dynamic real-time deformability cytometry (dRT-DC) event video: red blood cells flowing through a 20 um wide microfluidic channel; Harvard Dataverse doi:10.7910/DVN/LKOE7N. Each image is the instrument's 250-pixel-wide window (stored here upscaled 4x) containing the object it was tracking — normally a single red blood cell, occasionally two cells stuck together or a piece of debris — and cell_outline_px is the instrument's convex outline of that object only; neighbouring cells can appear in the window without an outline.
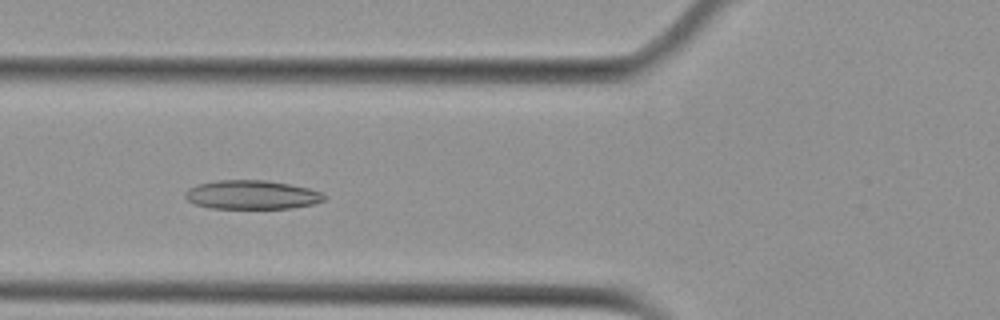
{"species": "Egyptian fruit bat (a non-hibernating species)", "species_latin": "Rousettus aegyptiacus", "temperature_condition": "cold", "stored_images_in_passage": 54, "camera_frame_rate_fps": 3000, "um_per_image_px": 0.085, "animal": {"sex": "female"}, "frame": {"image": 1, "passage_image": 20, "time_ms": 6.333, "image_size_px": [1000, 320], "cell_outline_px": [[328, 196], [324, 200], [312, 204], [292, 208], [212, 208], [196, 204], [188, 200], [184, 196], [184, 192], [188, 188], [196, 184], [216, 180], [264, 180], [288, 184], [308, 188], [320, 192]], "centroid_in_image_um": [21.38, 16.55], "position_along_channel_um": 104.4, "area_um2": 23.35}}
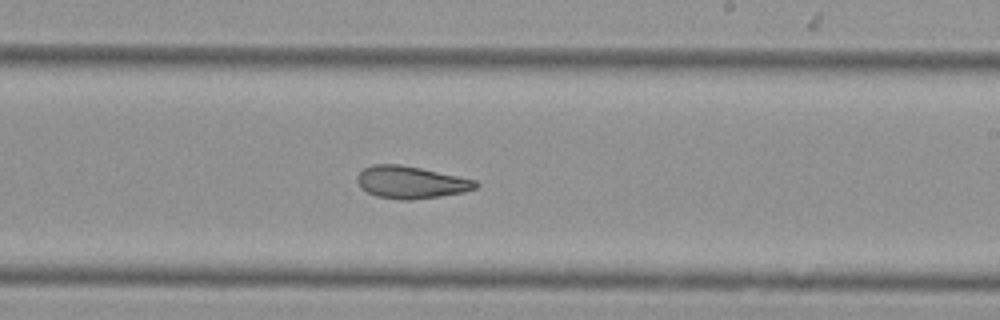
{"frame": {"image": 2, "passage_image": 32, "time_ms": 10.333, "image_size_px": [1000, 320], "cell_outline_px": [[480, 184], [476, 188], [464, 192], [440, 196], [412, 200], [400, 200], [376, 196], [360, 188], [356, 180], [360, 172], [364, 168], [372, 164], [400, 164], [420, 168], [476, 180]], "centroid_in_image_um": [34.91, 15.5], "position_along_channel_um": 254.1, "area_um2": 22.31}}
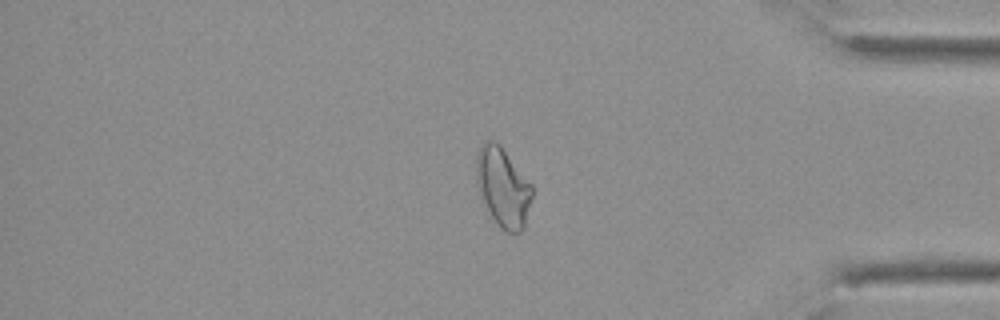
{"frame": {"image": 3, "passage_image": 45, "time_ms": 14.667, "image_size_px": [1000, 320], "cell_outline_px": [[532, 196], [524, 228], [520, 232], [508, 232], [500, 228], [492, 216], [480, 196], [476, 184], [476, 152], [488, 140], [492, 140], [500, 144], [532, 184]], "centroid_in_image_um": [42.74, 15.9], "position_along_channel_um": 392.5, "area_um2": 25.66}, "authors_computed_cell_mechanics": {"area_um2": 25.432, "velocity_mm_per_s": 3.747, "shape_relaxation_time_tau1_ms": null, "shape_relaxation_time_tau2_ms": 2.4032, "deformation_change_tau1": null, "deformation_change_tau2": 0.0903}}